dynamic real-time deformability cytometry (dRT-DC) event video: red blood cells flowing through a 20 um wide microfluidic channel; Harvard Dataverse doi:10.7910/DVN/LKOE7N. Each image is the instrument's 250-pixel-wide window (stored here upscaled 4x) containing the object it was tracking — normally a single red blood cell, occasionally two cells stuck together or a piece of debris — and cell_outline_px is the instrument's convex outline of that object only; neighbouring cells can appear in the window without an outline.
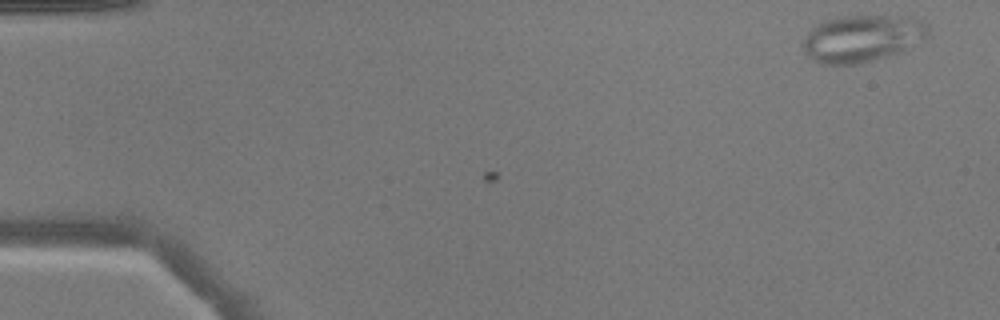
{"species": "common noctule bat (a hibernating species)", "species_latin": "Nyctalus noctula", "temperature_condition": "warm", "stored_images_in_passage": 2, "camera_frame_rate_fps": 3000, "um_per_image_px": 0.085, "animal": {"sex": "male", "body_mass_g": 17.9}, "frame": {"image": 1, "passage_image": 2, "time_ms": 0.333, "image_size_px": [1000, 320], "cell_outline_px": [[932, 36], [900, 52], [856, 64], [820, 64], [812, 60], [804, 52], [800, 44], [808, 32], [816, 24], [824, 20], [836, 16], [912, 16], [928, 24]], "centroid_in_image_um": [73.3, 3.25], "position_along_channel_um": 11.7, "area_um2": 34.85}}